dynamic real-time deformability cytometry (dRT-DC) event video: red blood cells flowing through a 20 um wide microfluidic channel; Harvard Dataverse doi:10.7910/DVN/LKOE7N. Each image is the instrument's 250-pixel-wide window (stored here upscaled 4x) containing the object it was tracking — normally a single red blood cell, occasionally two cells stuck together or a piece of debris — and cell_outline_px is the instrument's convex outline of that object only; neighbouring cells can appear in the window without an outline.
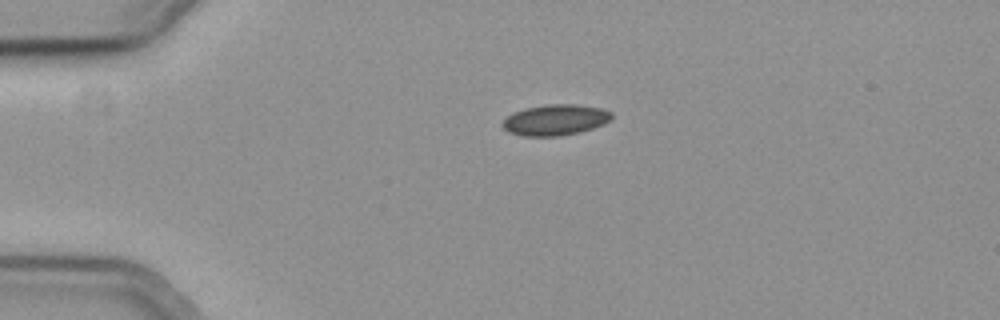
{"species": "common noctule bat (a hibernating species)", "species_latin": "Nyctalus noctula", "temperature_condition": "cold", "stored_images_in_passage": 36, "camera_frame_rate_fps": 3000, "um_per_image_px": 0.085, "animal": {"sex": "female", "body_mass_g": 19.3, "forearm_length_mm": 54.1}, "frame": {"image": 1, "passage_image": 1, "time_ms": 0.0, "image_size_px": [1000, 320], "cell_outline_px": [[612, 120], [604, 124], [580, 132], [560, 136], [524, 136], [508, 132], [500, 124], [512, 112], [524, 108], [548, 104], [576, 104], [604, 108], [612, 112]], "centroid_in_image_um": [47.22, 10.18], "position_along_channel_um": 37.8, "area_um2": 19.88}}
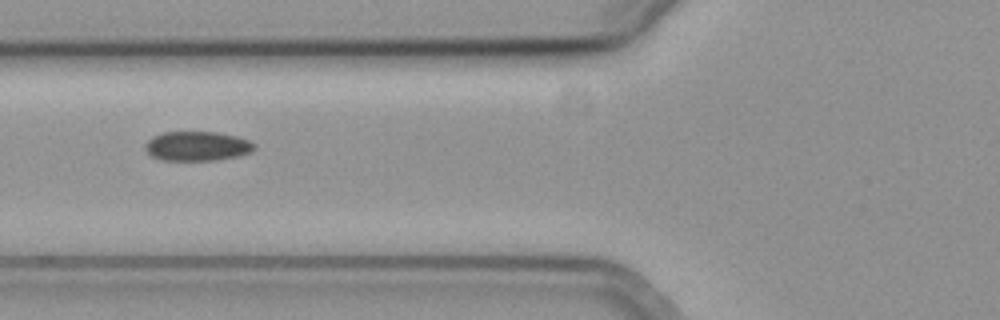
{"frame": {"image": 2, "passage_image": 10, "time_ms": 3.0, "image_size_px": [1000, 320], "cell_outline_px": [[256, 148], [252, 152], [236, 156], [216, 160], [160, 160], [152, 156], [144, 148], [144, 144], [152, 136], [164, 132], [216, 132], [236, 136], [248, 140], [256, 144]], "centroid_in_image_um": [16.75, 12.42], "position_along_channel_um": 109.0, "area_um2": 18.79}}
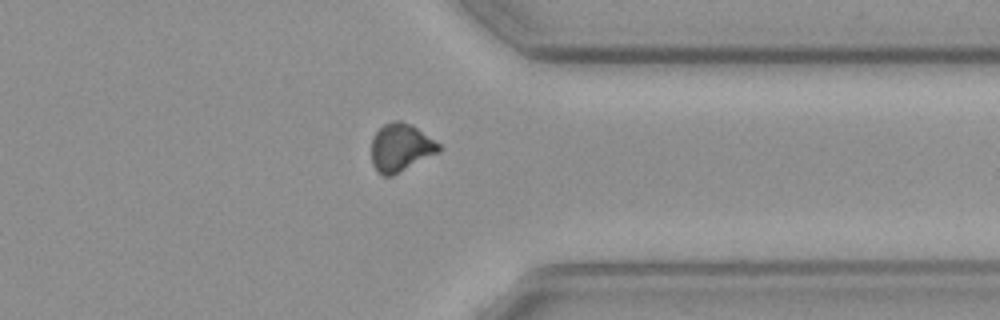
{"frame": {"image": 3, "passage_image": 32, "time_ms": 10.333, "image_size_px": [1000, 320], "cell_outline_px": [[440, 152], [392, 176], [380, 176], [376, 172], [372, 164], [372, 136], [384, 124], [392, 120], [400, 120], [412, 124], [440, 144]], "centroid_in_image_um": [34.04, 12.55], "position_along_channel_um": 377.4, "area_um2": 19.07}, "authors_computed_cell_mechanics": {"area_um2": 19.074, "velocity_mm_per_s": 3.7155, "shape_relaxation_time_tau1_ms": 2.8309, "shape_relaxation_time_tau2_ms": null, "deformation_change_tau1": 0.0499, "deformation_change_tau2": null}}